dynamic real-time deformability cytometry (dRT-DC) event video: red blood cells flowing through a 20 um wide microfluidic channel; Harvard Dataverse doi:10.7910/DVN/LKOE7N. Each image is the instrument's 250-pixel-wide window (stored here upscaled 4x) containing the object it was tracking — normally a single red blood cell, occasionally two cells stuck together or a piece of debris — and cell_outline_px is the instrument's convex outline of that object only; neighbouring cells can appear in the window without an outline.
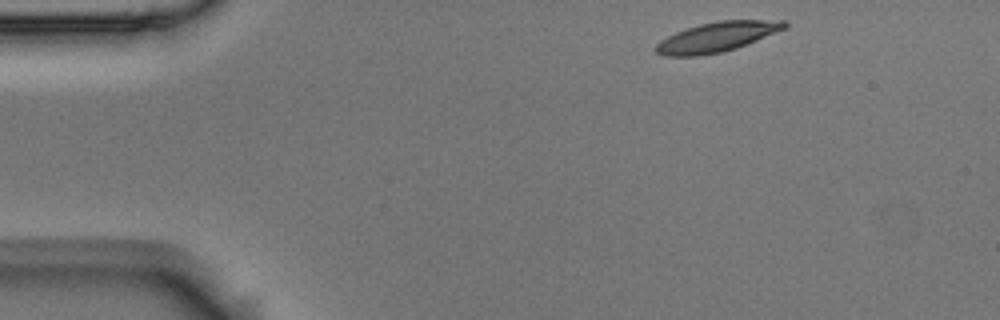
{"species": "Egyptian fruit bat (a non-hibernating species)", "species_latin": "Rousettus aegyptiacus", "temperature_condition": "room temperature", "stored_images_in_passage": 4, "camera_frame_rate_fps": 3000, "um_per_image_px": 0.085, "animal": {"sex": "male"}, "frame": {"image": 1, "passage_image": 1, "time_ms": 0.0, "image_size_px": [1000, 320], "cell_outline_px": [[788, 28], [736, 48], [720, 52], [696, 56], [664, 56], [656, 52], [656, 44], [660, 40], [676, 32], [700, 24], [720, 20], [788, 20]], "centroid_in_image_um": [60.98, 3.13], "position_along_channel_um": 24.0, "area_um2": 22.25}}
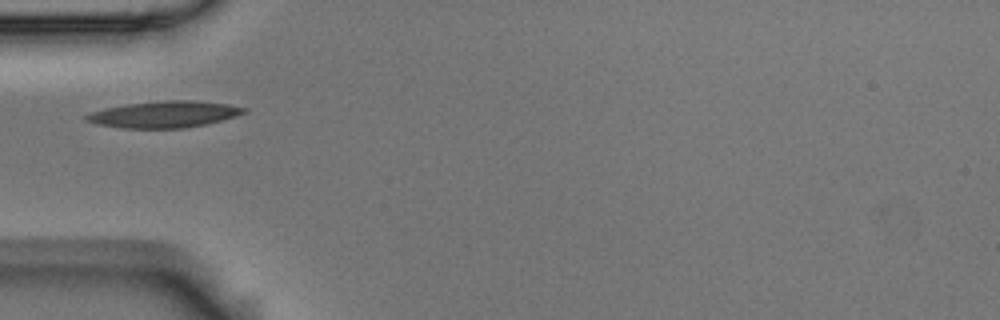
{"frame": {"image": 2, "passage_image": 4, "time_ms": 1.0, "image_size_px": [1000, 320], "cell_outline_px": [[248, 112], [236, 116], [208, 124], [184, 128], [120, 128], [96, 124], [84, 120], [84, 116], [92, 112], [108, 108], [128, 104], [164, 100], [196, 100], [228, 104], [248, 108]], "centroid_in_image_um": [14.01, 9.72], "position_along_channel_um": 71.0, "area_um2": 24.45}}